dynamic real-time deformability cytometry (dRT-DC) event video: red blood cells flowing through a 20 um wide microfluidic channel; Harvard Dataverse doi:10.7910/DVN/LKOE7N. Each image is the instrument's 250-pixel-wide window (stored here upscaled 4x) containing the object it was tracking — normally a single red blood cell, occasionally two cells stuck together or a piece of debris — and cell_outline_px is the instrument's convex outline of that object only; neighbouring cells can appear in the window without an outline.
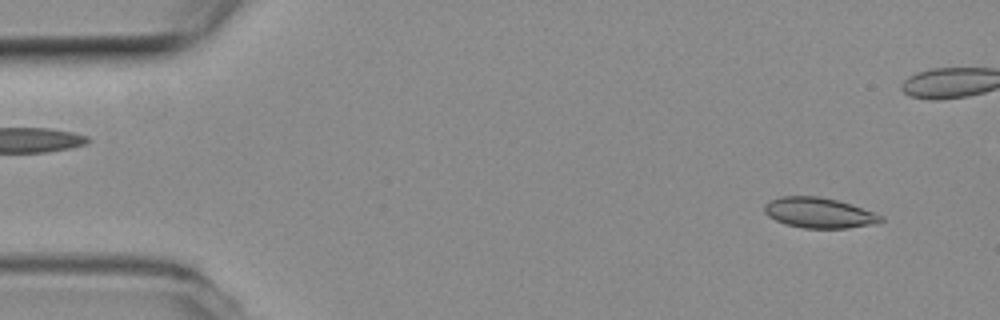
{"species": "common noctule bat (a hibernating species)", "species_latin": "Nyctalus noctula", "temperature_condition": "room temperature", "stored_images_in_passage": 15, "camera_frame_rate_fps": 3000, "um_per_image_px": 0.085, "animal": {"sex": "female", "body_mass_g": 19.3, "forearm_length_mm": 54.1}, "frame": {"image": 1, "passage_image": 3, "time_ms": 0.667, "image_size_px": [1000, 320], "cell_outline_px": [[884, 220], [876, 224], [848, 228], [804, 228], [784, 224], [768, 216], [764, 212], [764, 204], [768, 200], [780, 196], [820, 196], [836, 200], [876, 212], [884, 216]], "centroid_in_image_um": [69.62, 18.09], "position_along_channel_um": 15.4, "area_um2": 20.87}}